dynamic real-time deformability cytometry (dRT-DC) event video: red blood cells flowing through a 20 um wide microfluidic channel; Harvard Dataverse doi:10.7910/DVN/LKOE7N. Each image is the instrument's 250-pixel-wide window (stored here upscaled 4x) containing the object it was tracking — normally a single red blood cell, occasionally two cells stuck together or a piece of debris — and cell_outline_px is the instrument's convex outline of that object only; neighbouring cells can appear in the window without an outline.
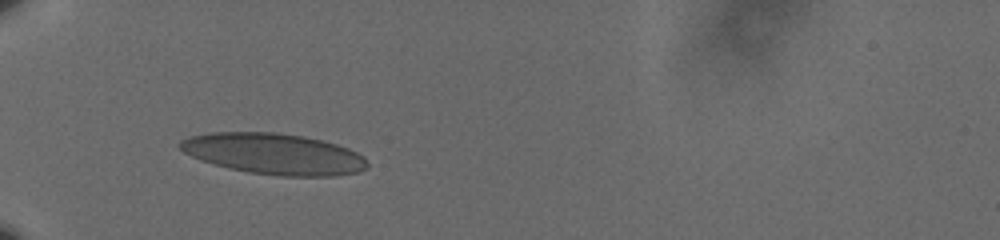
{"species": "human", "species_latin": "Homo sapiens", "temperature_condition": "cold", "stored_images_in_passage": 36, "camera_frame_rate_fps": 3000, "um_per_image_px": 0.085, "donor": {"sex": "male"}, "frame": {"image": 1, "passage_image": 1, "time_ms": 0.0, "image_size_px": [1000, 240], "cell_outline_px": [[368, 168], [360, 172], [336, 176], [280, 176], [248, 172], [228, 168], [212, 164], [200, 160], [184, 152], [180, 148], [180, 140], [188, 136], [212, 132], [276, 132], [304, 136], [336, 144], [348, 148], [364, 156], [368, 160]], "centroid_in_image_um": [23.3, 13.08], "position_along_channel_um": 61.7, "area_um2": 45.08}}
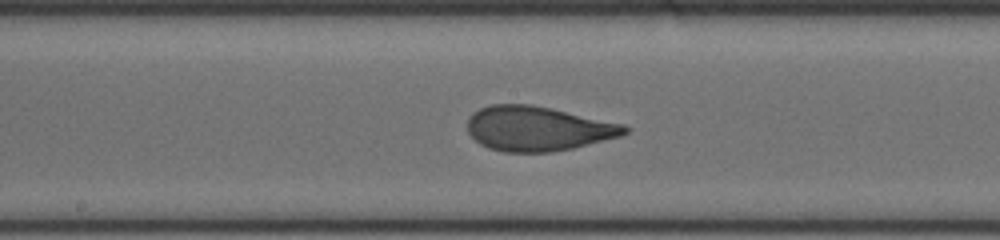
{"frame": {"image": 2, "passage_image": 14, "time_ms": 4.333, "image_size_px": [1000, 240], "cell_outline_px": [[628, 132], [620, 136], [572, 148], [552, 152], [504, 152], [488, 148], [480, 144], [468, 132], [468, 116], [472, 112], [480, 108], [492, 104], [532, 104], [624, 124], [628, 128]], "centroid_in_image_um": [45.68, 10.92], "position_along_channel_um": 202.5, "area_um2": 40.81}}
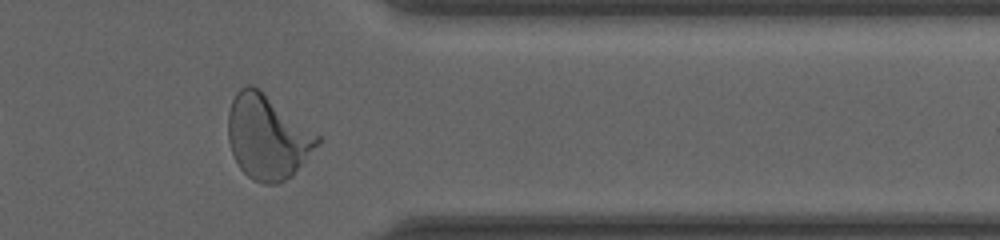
{"frame": {"image": 3, "passage_image": 30, "time_ms": 9.667, "image_size_px": [1000, 240], "cell_outline_px": [[320, 144], [292, 176], [280, 184], [264, 184], [252, 180], [240, 168], [232, 152], [228, 140], [228, 112], [232, 100], [236, 92], [240, 88], [248, 84], [252, 84], [260, 88], [320, 136]], "centroid_in_image_um": [22.73, 11.64], "position_along_channel_um": 388.7, "area_um2": 44.22}, "authors_computed_cell_mechanics": {"area_um2": 41.1825, "velocity_mm_per_s": 3.5741, "shape_relaxation_time_tau1_ms": 4.9244, "shape_relaxation_time_tau2_ms": 0.7301, "deformation_change_tau1": 0.1809, "deformation_change_tau2": 0.0647}}